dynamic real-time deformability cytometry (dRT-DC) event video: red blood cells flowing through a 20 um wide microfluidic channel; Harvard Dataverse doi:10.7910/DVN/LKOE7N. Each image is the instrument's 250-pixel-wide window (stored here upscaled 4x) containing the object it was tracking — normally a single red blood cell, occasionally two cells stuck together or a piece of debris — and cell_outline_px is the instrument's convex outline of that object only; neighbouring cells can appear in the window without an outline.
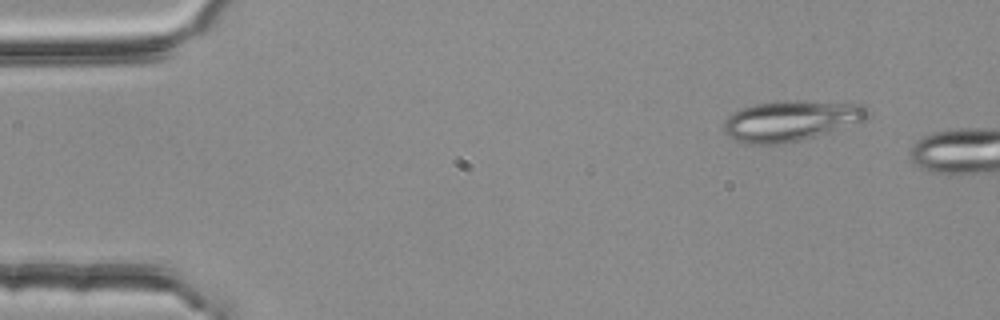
{"species": "common noctule bat (a hibernating species)", "species_latin": "Nyctalus noctula", "temperature_condition": "room temperature", "stored_images_in_passage": 2, "camera_frame_rate_fps": 3000, "um_per_image_px": 0.085, "animal": {"sex": "female", "body_mass_g": 25.1}, "frame": {"image": 1, "passage_image": 1, "time_ms": 0.0, "image_size_px": [1000, 320], "cell_outline_px": [[868, 120], [800, 140], [780, 144], [752, 144], [736, 140], [728, 136], [724, 132], [724, 120], [728, 116], [740, 108], [756, 104], [776, 100], [804, 100], [864, 104], [868, 108]], "centroid_in_image_um": [67.24, 10.24], "position_along_channel_um": 17.8, "area_um2": 34.16}}